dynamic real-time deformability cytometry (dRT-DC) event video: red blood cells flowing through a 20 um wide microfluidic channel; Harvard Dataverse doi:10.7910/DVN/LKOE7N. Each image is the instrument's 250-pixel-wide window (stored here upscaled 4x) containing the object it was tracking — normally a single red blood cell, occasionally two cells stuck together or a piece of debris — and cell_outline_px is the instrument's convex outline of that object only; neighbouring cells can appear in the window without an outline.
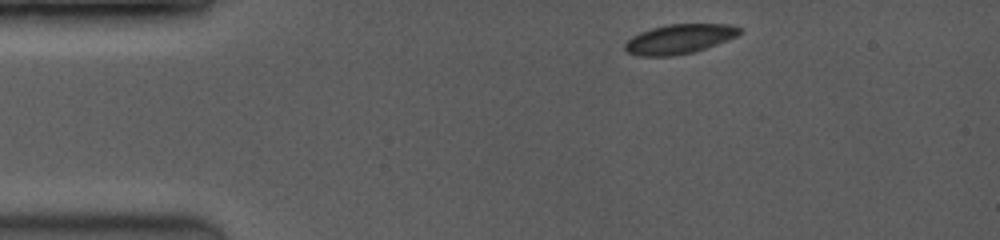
{"species": "common noctule bat (a hibernating species)", "species_latin": "Nyctalus noctula", "temperature_condition": "room temperature", "stored_images_in_passage": 6, "camera_frame_rate_fps": 3500, "um_per_image_px": 0.085, "animal": {"sex": "female", "body_mass_g": 19.0, "forearm_length_mm": 53.3}, "frame": {"image": 1, "passage_image": 1, "time_ms": 0.0, "image_size_px": [1000, 240], "cell_outline_px": [[744, 28], [736, 36], [728, 40], [696, 52], [672, 56], [636, 56], [628, 52], [624, 48], [624, 44], [632, 36], [640, 32], [652, 28], [668, 24], [732, 24]], "centroid_in_image_um": [57.76, 3.32], "position_along_channel_um": 27.2, "area_um2": 19.94}}
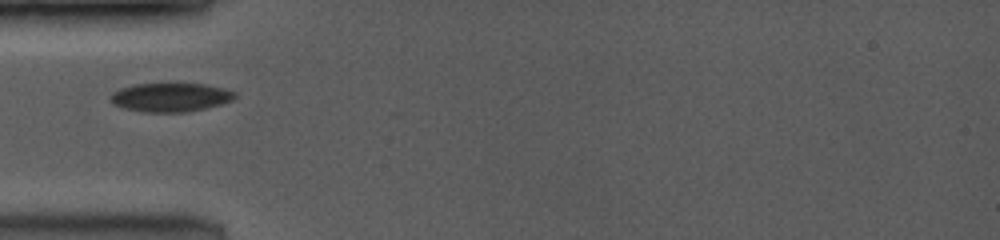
{"frame": {"image": 2, "passage_image": 4, "time_ms": 2.571, "image_size_px": [1000, 240], "cell_outline_px": [[236, 96], [232, 100], [220, 104], [188, 112], [144, 112], [124, 108], [112, 104], [112, 92], [120, 88], [132, 84], [204, 84], [236, 92]], "centroid_in_image_um": [14.46, 8.27], "position_along_channel_um": 70.5, "area_um2": 20.63}}
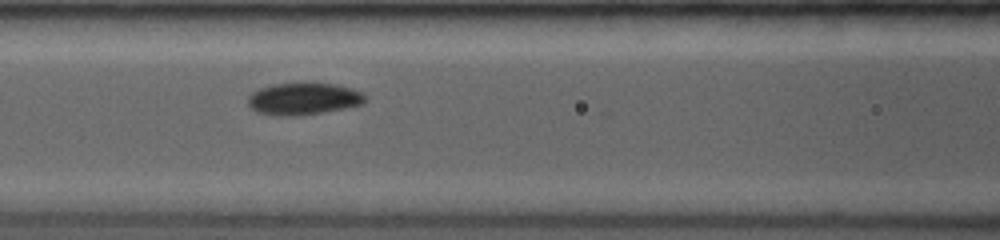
{"frame": {"image": 3, "passage_image": 6, "time_ms": 4.286, "image_size_px": [1000, 240], "cell_outline_px": [[368, 100], [364, 104], [324, 112], [300, 116], [276, 116], [256, 112], [248, 104], [248, 96], [252, 92], [260, 88], [272, 84], [336, 84], [352, 88], [360, 92]], "centroid_in_image_um": [25.79, 8.42], "position_along_channel_um": 140.8, "area_um2": 21.85}}